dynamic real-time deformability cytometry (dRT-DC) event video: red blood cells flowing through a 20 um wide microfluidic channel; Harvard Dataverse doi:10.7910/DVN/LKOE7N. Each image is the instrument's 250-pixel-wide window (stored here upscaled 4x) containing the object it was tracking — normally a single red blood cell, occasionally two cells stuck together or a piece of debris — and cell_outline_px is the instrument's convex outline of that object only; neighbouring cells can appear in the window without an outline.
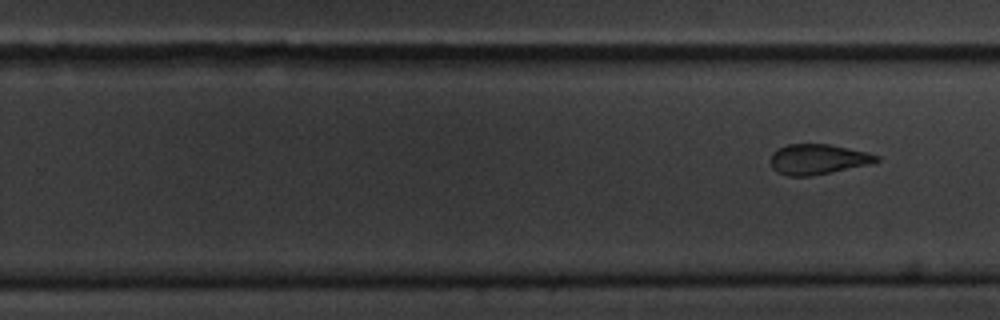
{"species": "common noctule bat (a hibernating species)", "species_latin": "Nyctalus noctula", "temperature_condition": "cold", "stored_images_in_passage": 11, "segment_of_instrument_passage": [2, 2], "camera_frame_rate_fps": 3000, "um_per_image_px": 0.085, "animal": {"sex": "male", "body_mass_g": 20.1, "forearm_length_mm": 53.5}, "frame": {"image": 1, "passage_image": 11, "time_ms": 12.333, "image_size_px": [1000, 320], "cell_outline_px": [[880, 160], [872, 164], [832, 172], [808, 176], [788, 176], [776, 172], [772, 168], [768, 160], [772, 152], [776, 148], [788, 144], [828, 144], [868, 152], [880, 156]], "centroid_in_image_um": [69.49, 13.54], "position_along_channel_um": 260.3, "area_um2": 19.02}}